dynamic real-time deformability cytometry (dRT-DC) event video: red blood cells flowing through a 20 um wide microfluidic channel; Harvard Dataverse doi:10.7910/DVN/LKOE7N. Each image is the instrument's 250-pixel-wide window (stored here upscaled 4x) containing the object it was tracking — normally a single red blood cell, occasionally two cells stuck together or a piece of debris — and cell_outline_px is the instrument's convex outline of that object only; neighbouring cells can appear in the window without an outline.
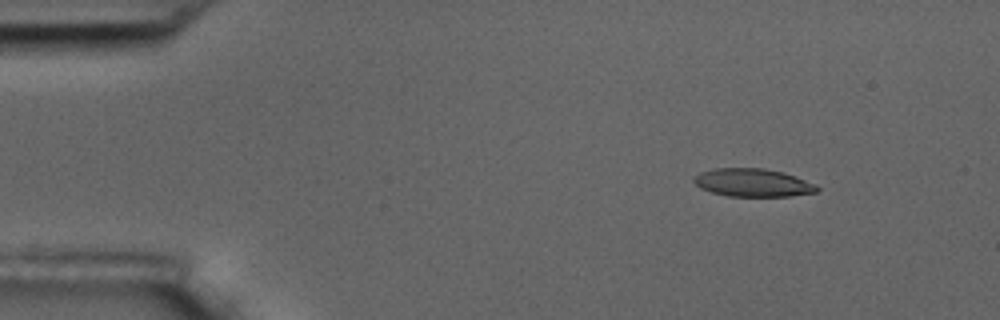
{"species": "common noctule bat (a hibernating species)", "species_latin": "Nyctalus noctula", "temperature_condition": "room temperature", "stored_images_in_passage": 8, "camera_frame_rate_fps": 3000, "um_per_image_px": 0.085, "animal": {"sex": "male", "body_mass_g": 17.5, "forearm_length_mm": 52.3}, "frame": {"image": 1, "passage_image": 2, "time_ms": 1.0, "image_size_px": [1000, 320], "cell_outline_px": [[820, 188], [816, 192], [792, 196], [728, 196], [712, 192], [700, 188], [692, 180], [700, 172], [712, 168], [764, 168], [784, 172], [816, 184]], "centroid_in_image_um": [64.0, 15.52], "position_along_channel_um": 21.0, "area_um2": 20.17}}
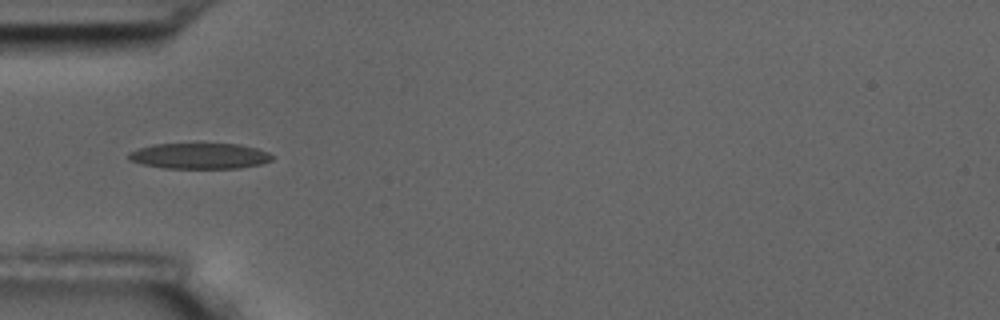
{"frame": {"image": 2, "passage_image": 5, "time_ms": 4.667, "image_size_px": [1000, 320], "cell_outline_px": [[272, 160], [260, 164], [240, 168], [164, 168], [144, 164], [128, 160], [128, 152], [152, 144], [240, 144], [256, 148], [268, 152], [272, 156]], "centroid_in_image_um": [16.96, 13.25], "position_along_channel_um": 68.0, "area_um2": 21.44}}
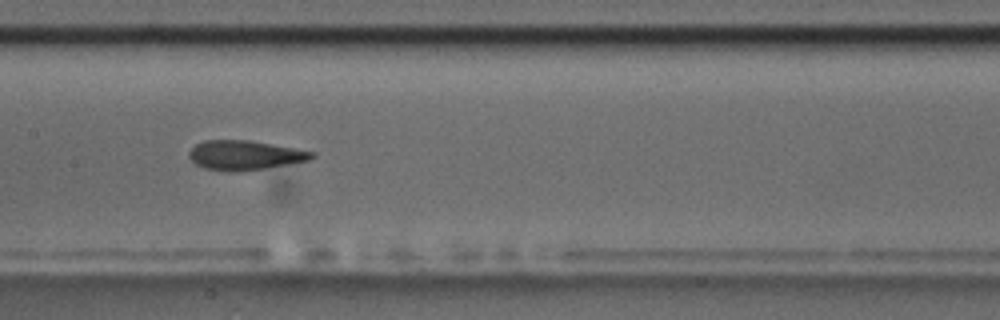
{"frame": {"image": 3, "passage_image": 8, "time_ms": 8.0, "image_size_px": [1000, 320], "cell_outline_px": [[316, 156], [308, 160], [264, 168], [232, 172], [228, 172], [204, 168], [196, 164], [188, 156], [188, 152], [196, 144], [204, 140], [248, 140], [292, 148], [312, 152]], "centroid_in_image_um": [20.73, 13.19], "position_along_channel_um": 186.7, "area_um2": 20.69}}